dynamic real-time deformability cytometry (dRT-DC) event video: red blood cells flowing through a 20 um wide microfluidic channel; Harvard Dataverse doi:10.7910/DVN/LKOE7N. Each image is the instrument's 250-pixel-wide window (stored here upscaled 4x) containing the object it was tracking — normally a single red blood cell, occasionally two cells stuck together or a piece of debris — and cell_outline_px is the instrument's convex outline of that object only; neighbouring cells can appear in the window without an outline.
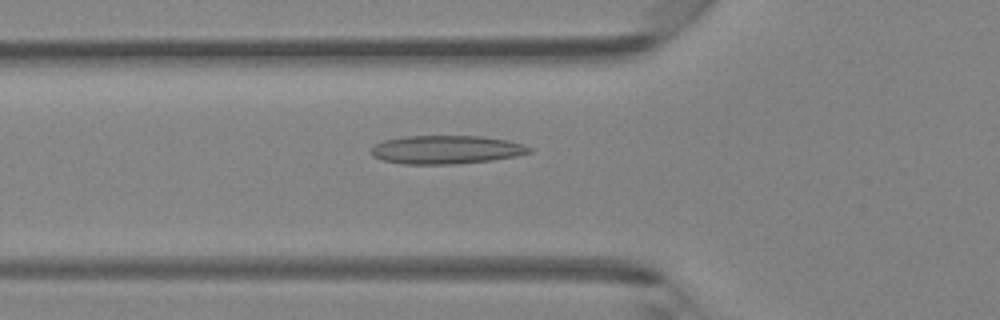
{"species": "Egyptian fruit bat (a non-hibernating species)", "species_latin": "Rousettus aegyptiacus", "temperature_condition": "room temperature", "stored_images_in_passage": 45, "camera_frame_rate_fps": 3000, "um_per_image_px": 0.085, "animal": {"sex": "female"}, "frame": {"image": 1, "passage_image": 16, "time_ms": 5.0, "image_size_px": [1000, 320], "cell_outline_px": [[532, 152], [516, 156], [492, 160], [456, 164], [404, 164], [384, 160], [372, 156], [368, 152], [376, 144], [384, 140], [404, 136], [484, 136], [508, 140], [524, 144], [532, 148]], "centroid_in_image_um": [37.95, 12.72], "position_along_channel_um": 87.9, "area_um2": 26.41}}
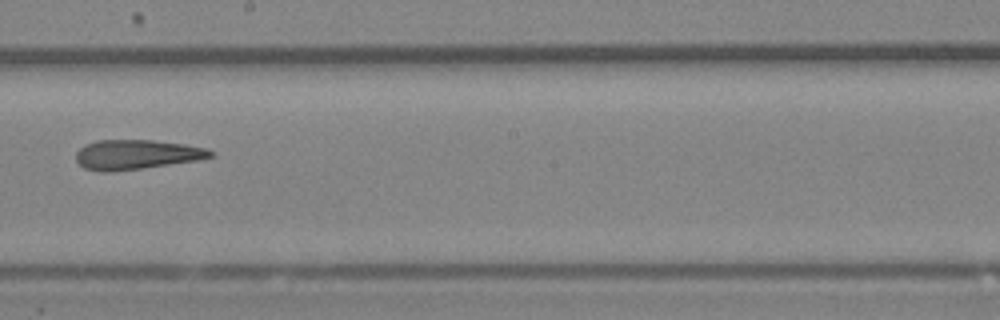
{"frame": {"image": 2, "passage_image": 26, "time_ms": 8.333, "image_size_px": [1000, 320], "cell_outline_px": [[216, 152], [212, 156], [200, 160], [112, 172], [100, 172], [84, 168], [76, 160], [76, 152], [84, 144], [96, 140], [152, 140], [184, 144], [208, 148]], "centroid_in_image_um": [11.6, 13.13], "position_along_channel_um": 236.6, "area_um2": 23.41}}
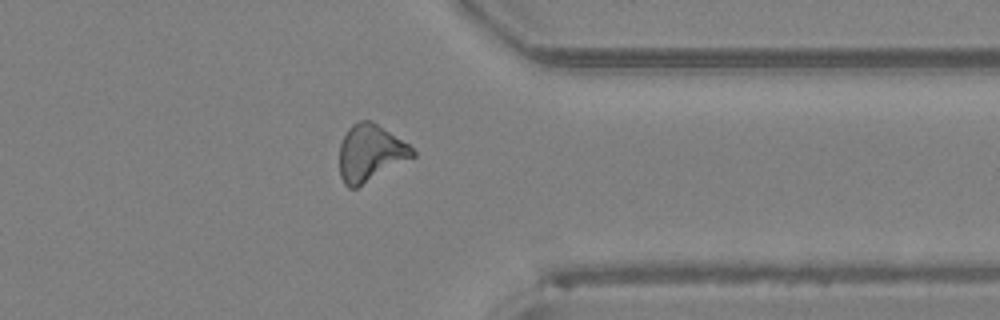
{"frame": {"image": 3, "passage_image": 36, "time_ms": 11.667, "image_size_px": [1000, 320], "cell_outline_px": [[416, 156], [356, 188], [348, 188], [344, 184], [340, 176], [340, 144], [348, 128], [352, 124], [360, 120], [372, 120], [408, 144], [416, 152]], "centroid_in_image_um": [31.47, 13.0], "position_along_channel_um": 379.9, "area_um2": 24.16}}